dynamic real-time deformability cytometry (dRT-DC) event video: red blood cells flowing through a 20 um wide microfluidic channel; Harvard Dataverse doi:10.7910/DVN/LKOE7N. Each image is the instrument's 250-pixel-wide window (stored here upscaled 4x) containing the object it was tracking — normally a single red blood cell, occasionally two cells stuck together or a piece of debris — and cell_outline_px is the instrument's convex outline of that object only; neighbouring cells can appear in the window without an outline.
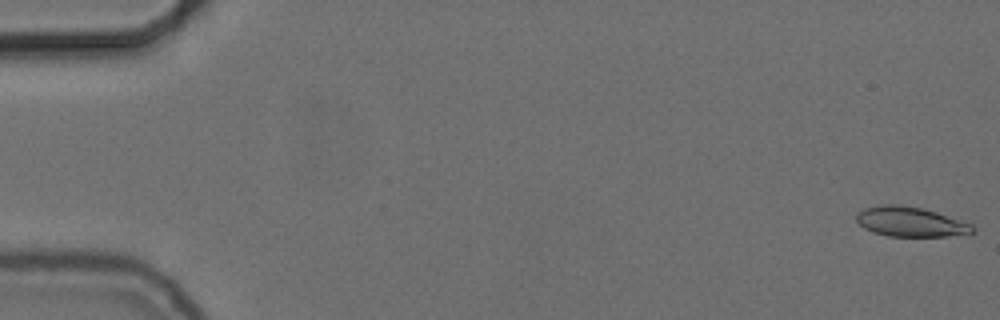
{"species": "common noctule bat (a hibernating species)", "species_latin": "Nyctalus noctula", "temperature_condition": "cold", "stored_images_in_passage": 18, "camera_frame_rate_fps": 3000, "um_per_image_px": 0.085, "animal": {"sex": "female", "body_mass_g": 24.6, "forearm_length_mm": 56.2}, "frame": {"image": 1, "passage_image": 1, "time_ms": 0.0, "image_size_px": [1000, 320], "cell_outline_px": [[976, 232], [948, 236], [888, 236], [872, 232], [864, 228], [856, 220], [856, 212], [864, 208], [880, 204], [900, 204], [924, 208], [972, 224], [976, 228]], "centroid_in_image_um": [77.37, 18.84], "position_along_channel_um": 7.6, "area_um2": 20.35}}